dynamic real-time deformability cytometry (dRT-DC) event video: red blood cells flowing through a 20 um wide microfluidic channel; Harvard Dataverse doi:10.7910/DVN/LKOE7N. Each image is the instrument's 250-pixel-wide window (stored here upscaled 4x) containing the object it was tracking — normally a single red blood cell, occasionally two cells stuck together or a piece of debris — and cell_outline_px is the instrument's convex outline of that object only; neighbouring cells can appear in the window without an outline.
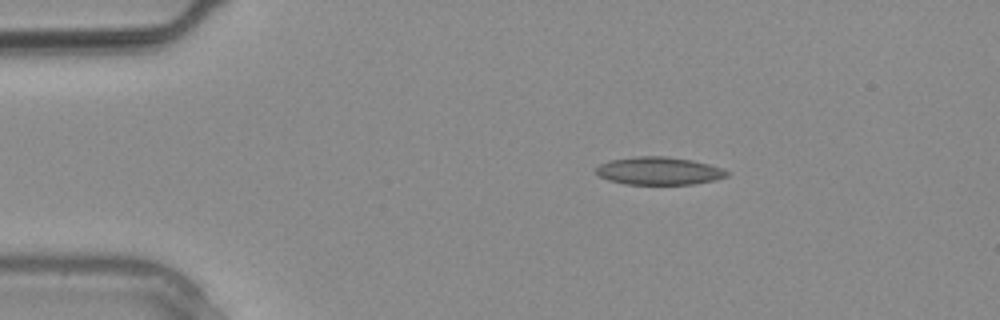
{"species": "common noctule bat (a hibernating species)", "species_latin": "Nyctalus noctula", "temperature_condition": "warm", "stored_images_in_passage": 2, "camera_frame_rate_fps": 3000, "um_per_image_px": 0.085, "animal": {"sex": "male", "body_mass_g": 20.4}, "frame": {"image": 1, "passage_image": 1, "time_ms": 0.0, "image_size_px": [1000, 320], "cell_outline_px": [[732, 172], [728, 176], [712, 180], [692, 184], [624, 184], [608, 180], [600, 176], [596, 172], [596, 168], [600, 164], [608, 160], [636, 156], [664, 156], [692, 160], [724, 168]], "centroid_in_image_um": [56.02, 14.52], "position_along_channel_um": 29.0, "area_um2": 21.27}}
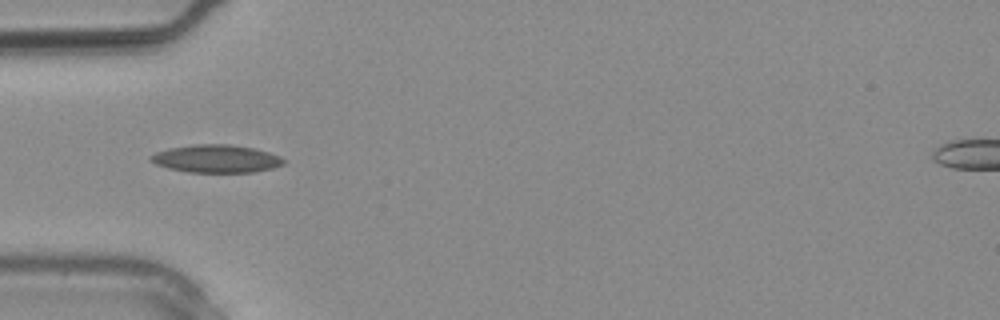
{"frame": {"image": 2, "passage_image": 2, "time_ms": 0.333, "image_size_px": [1000, 320], "cell_outline_px": [[284, 164], [272, 168], [252, 172], [188, 172], [168, 168], [156, 164], [148, 160], [148, 156], [156, 152], [168, 148], [192, 144], [228, 144], [252, 148], [268, 152], [280, 156], [284, 160]], "centroid_in_image_um": [18.33, 13.48], "position_along_channel_um": 66.7, "area_um2": 21.56}}